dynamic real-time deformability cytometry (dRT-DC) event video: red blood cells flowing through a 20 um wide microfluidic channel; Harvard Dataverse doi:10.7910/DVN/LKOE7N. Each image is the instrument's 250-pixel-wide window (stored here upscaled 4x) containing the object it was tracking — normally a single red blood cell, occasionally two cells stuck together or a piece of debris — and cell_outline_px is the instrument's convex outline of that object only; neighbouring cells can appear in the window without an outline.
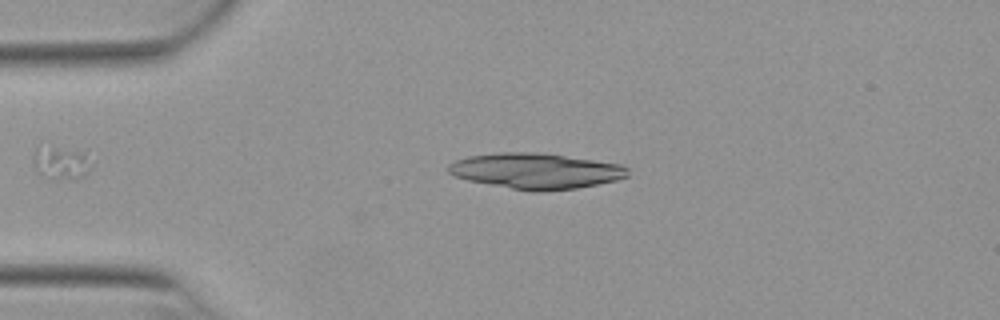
{"species": "Egyptian fruit bat (a non-hibernating species)", "species_latin": "Rousettus aegyptiacus", "temperature_condition": "warm", "stored_images_in_passage": 5, "camera_frame_rate_fps": 3000, "um_per_image_px": 0.085, "animal": {"sex": "female"}, "frame": {"image": 1, "passage_image": 5, "time_ms": 1.333, "image_size_px": [1000, 320], "cell_outline_px": [[628, 176], [616, 180], [576, 188], [540, 192], [532, 192], [468, 180], [452, 176], [448, 172], [448, 164], [456, 160], [468, 156], [500, 152], [536, 152], [624, 164], [628, 168]], "centroid_in_image_um": [45.54, 14.53], "position_along_channel_um": 39.5, "area_um2": 37.28}}